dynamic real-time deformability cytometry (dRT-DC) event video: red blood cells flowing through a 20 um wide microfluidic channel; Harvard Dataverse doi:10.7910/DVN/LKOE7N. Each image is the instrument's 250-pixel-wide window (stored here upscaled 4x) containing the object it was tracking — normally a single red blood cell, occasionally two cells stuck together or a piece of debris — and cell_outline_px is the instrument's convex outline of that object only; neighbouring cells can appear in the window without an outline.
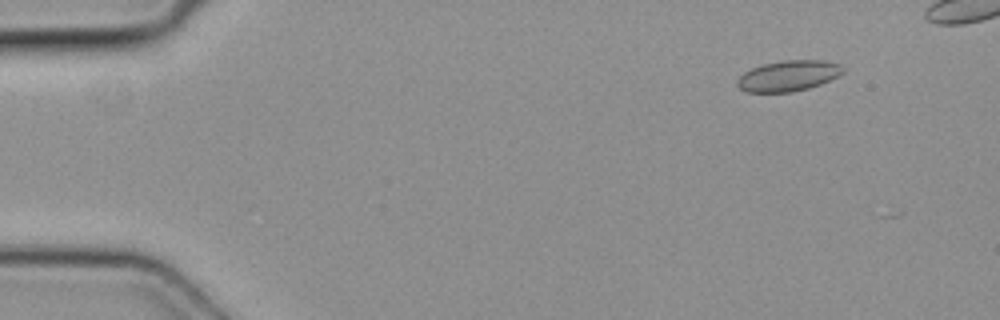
{"species": "common noctule bat (a hibernating species)", "species_latin": "Nyctalus noctula", "temperature_condition": "cold", "stored_images_in_passage": 7, "camera_frame_rate_fps": 3000, "um_per_image_px": 0.085, "animal": {"sex": "female", "body_mass_g": 19.3, "forearm_length_mm": 54.1}, "frame": {"image": 1, "passage_image": 2, "time_ms": 0.333, "image_size_px": [1000, 320], "cell_outline_px": [[844, 72], [820, 84], [808, 88], [792, 92], [748, 92], [740, 88], [736, 84], [736, 80], [744, 72], [752, 68], [764, 64], [784, 60], [824, 60], [840, 64], [844, 68]], "centroid_in_image_um": [67.0, 6.44], "position_along_channel_um": 18.0, "area_um2": 18.79}}
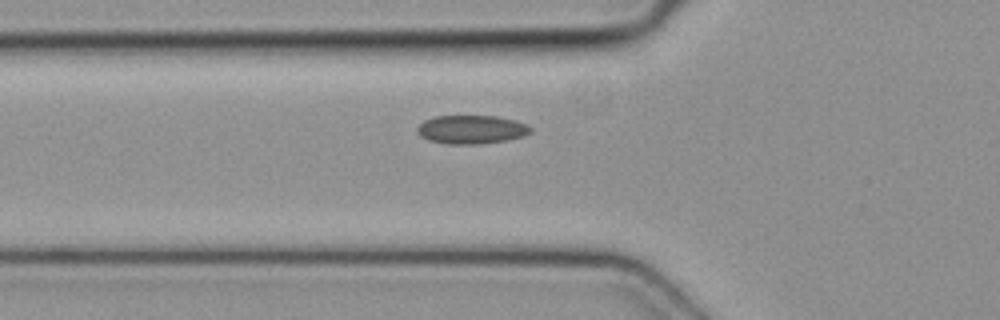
{"frame": {"image": 2, "passage_image": 7, "time_ms": 2.0, "image_size_px": [1000, 320], "cell_outline_px": [[532, 132], [524, 136], [508, 140], [480, 144], [448, 144], [428, 140], [420, 136], [416, 132], [416, 128], [424, 120], [432, 116], [496, 116], [516, 120], [528, 124], [532, 128]], "centroid_in_image_um": [40.08, 11.01], "position_along_channel_um": 85.7, "area_um2": 19.19}}